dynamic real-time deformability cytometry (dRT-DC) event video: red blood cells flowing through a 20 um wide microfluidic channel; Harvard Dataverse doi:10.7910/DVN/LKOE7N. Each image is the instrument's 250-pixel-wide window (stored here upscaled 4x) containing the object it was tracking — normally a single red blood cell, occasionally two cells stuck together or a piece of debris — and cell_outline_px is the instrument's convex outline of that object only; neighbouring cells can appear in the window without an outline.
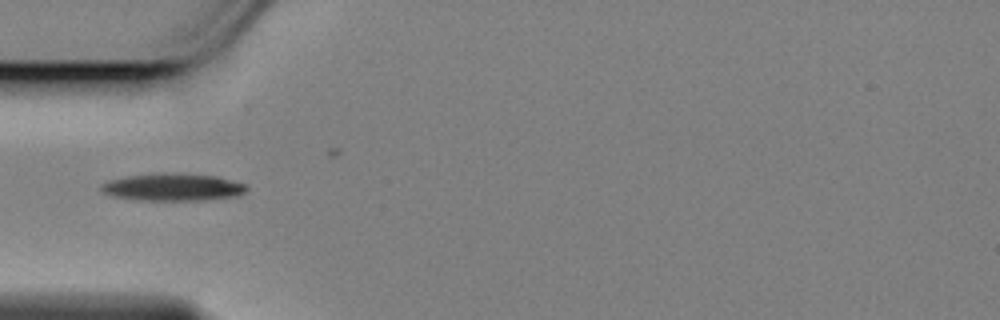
{"species": "Egyptian fruit bat (a non-hibernating species)", "species_latin": "Rousettus aegyptiacus", "temperature_condition": "cold", "stored_images_in_passage": 14, "camera_frame_rate_fps": 3000, "um_per_image_px": 0.085, "animal": {"sex": "female"}, "frame": {"image": 1, "passage_image": 1, "time_ms": 0.0, "image_size_px": [1000, 320], "cell_outline_px": [[248, 188], [244, 192], [236, 196], [200, 200], [140, 200], [112, 196], [104, 192], [100, 188], [108, 180], [128, 176], [164, 172], [216, 176], [244, 184]], "centroid_in_image_um": [14.68, 15.9], "position_along_channel_um": 70.3, "area_um2": 22.89}}
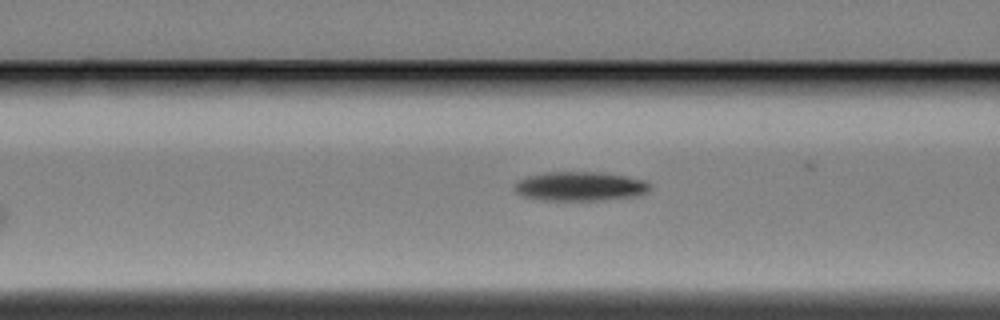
{"frame": {"image": 2, "passage_image": 5, "time_ms": 1.333, "image_size_px": [1000, 320], "cell_outline_px": [[652, 184], [648, 192], [640, 196], [604, 200], [540, 200], [520, 196], [512, 188], [520, 180], [528, 176], [548, 172], [596, 172], [624, 176], [644, 180]], "centroid_in_image_um": [49.32, 15.85], "position_along_channel_um": 117.3, "area_um2": 23.18}}
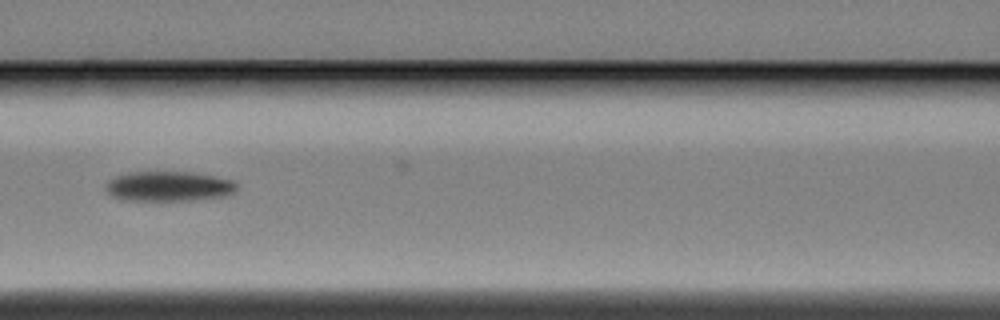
{"frame": {"image": 3, "passage_image": 8, "time_ms": 2.333, "image_size_px": [1000, 320], "cell_outline_px": [[236, 188], [232, 192], [224, 196], [192, 200], [120, 200], [112, 196], [104, 188], [104, 184], [108, 180], [116, 176], [128, 172], [188, 172], [216, 176], [232, 180], [236, 184]], "centroid_in_image_um": [14.27, 15.83], "position_along_channel_um": 152.3, "area_um2": 22.83}}